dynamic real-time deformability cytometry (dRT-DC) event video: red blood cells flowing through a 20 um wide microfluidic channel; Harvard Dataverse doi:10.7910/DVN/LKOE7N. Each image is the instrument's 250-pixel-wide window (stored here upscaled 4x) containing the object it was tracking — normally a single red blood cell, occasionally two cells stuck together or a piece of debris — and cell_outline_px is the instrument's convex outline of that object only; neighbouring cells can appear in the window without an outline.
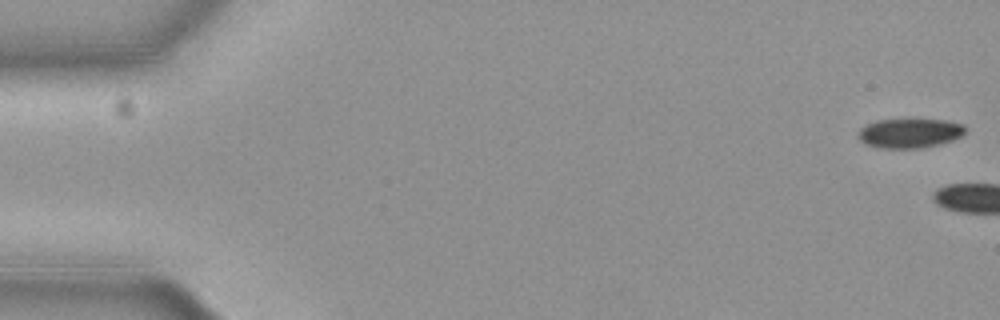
{"species": "common noctule bat (a hibernating species)", "species_latin": "Nyctalus noctula", "temperature_condition": "cold", "stored_images_in_passage": 16, "camera_frame_rate_fps": 3000, "um_per_image_px": 0.085, "animal": {"sex": "female", "body_mass_g": 19.3, "forearm_length_mm": 54.1}, "frame": {"image": 1, "passage_image": 1, "time_ms": 0.0, "image_size_px": [1000, 320], "cell_outline_px": [[964, 132], [960, 136], [952, 140], [920, 148], [884, 148], [868, 144], [860, 140], [856, 136], [860, 128], [876, 120], [908, 116], [944, 120], [964, 124]], "centroid_in_image_um": [77.29, 11.25], "position_along_channel_um": 7.7, "area_um2": 18.96}}